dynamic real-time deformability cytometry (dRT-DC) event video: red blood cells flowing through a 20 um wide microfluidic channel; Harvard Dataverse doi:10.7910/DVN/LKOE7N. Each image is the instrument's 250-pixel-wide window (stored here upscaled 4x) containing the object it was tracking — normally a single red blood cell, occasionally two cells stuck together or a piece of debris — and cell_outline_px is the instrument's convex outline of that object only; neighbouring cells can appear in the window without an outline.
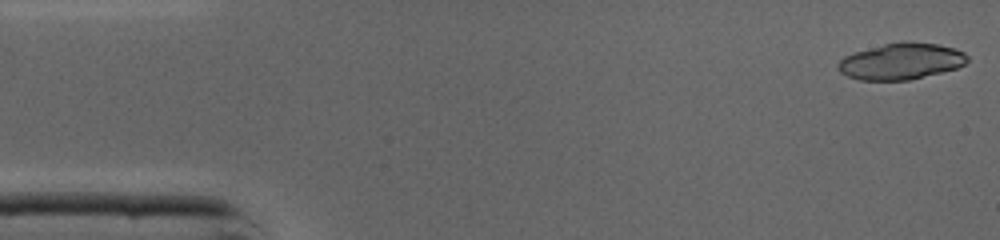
{"species": "common noctule bat (a hibernating species)", "species_latin": "Nyctalus noctula", "temperature_condition": "cold", "stored_images_in_passage": 44, "segment_of_instrument_passage": [1, 2], "camera_frame_rate_fps": 3000, "um_per_image_px": 0.085, "animal": {"sex": "male", "body_mass_g": 19.0, "forearm_length_mm": 50.8}, "frame": {"image": 1, "passage_image": 1, "time_ms": 0.0, "image_size_px": [1000, 240], "cell_outline_px": [[968, 60], [964, 64], [956, 68], [908, 80], [860, 80], [848, 76], [840, 72], [836, 68], [836, 64], [844, 56], [856, 52], [884, 44], [940, 44], [956, 48], [964, 52], [968, 56]], "centroid_in_image_um": [76.58, 5.24], "position_along_channel_um": 8.4, "area_um2": 26.65}}
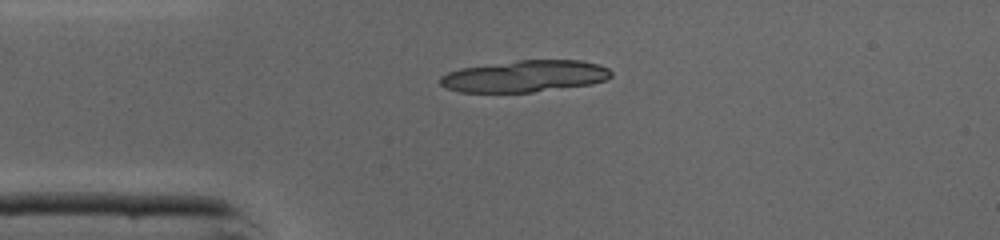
{"frame": {"image": 2, "passage_image": 10, "time_ms": 3.0, "image_size_px": [1000, 240], "cell_outline_px": [[612, 76], [604, 80], [592, 84], [532, 92], [460, 92], [444, 88], [440, 84], [440, 76], [448, 72], [460, 68], [516, 60], [580, 60], [600, 64], [608, 68], [612, 72]], "centroid_in_image_um": [44.6, 6.47], "position_along_channel_um": 40.4, "area_um2": 31.73}}